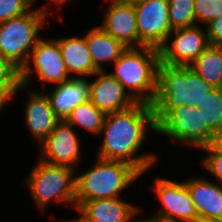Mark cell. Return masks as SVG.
<instances>
[{
	"instance_id": "6da1fadb",
	"label": "cell",
	"mask_w": 222,
	"mask_h": 222,
	"mask_svg": "<svg viewBox=\"0 0 222 222\" xmlns=\"http://www.w3.org/2000/svg\"><path fill=\"white\" fill-rule=\"evenodd\" d=\"M150 129L156 132L150 104L136 102L127 109L106 114L100 131L101 135L103 133V142L98 158L129 163L144 174L157 160L152 153L136 155Z\"/></svg>"
},
{
	"instance_id": "7a4b0ae2",
	"label": "cell",
	"mask_w": 222,
	"mask_h": 222,
	"mask_svg": "<svg viewBox=\"0 0 222 222\" xmlns=\"http://www.w3.org/2000/svg\"><path fill=\"white\" fill-rule=\"evenodd\" d=\"M213 87L202 79L190 65L159 63L158 90L153 107L157 125L171 110L182 105H201Z\"/></svg>"
},
{
	"instance_id": "3957f363",
	"label": "cell",
	"mask_w": 222,
	"mask_h": 222,
	"mask_svg": "<svg viewBox=\"0 0 222 222\" xmlns=\"http://www.w3.org/2000/svg\"><path fill=\"white\" fill-rule=\"evenodd\" d=\"M140 48V49H139ZM159 49L150 46L128 47L113 63L111 74L136 102L152 105L158 90Z\"/></svg>"
},
{
	"instance_id": "277c9868",
	"label": "cell",
	"mask_w": 222,
	"mask_h": 222,
	"mask_svg": "<svg viewBox=\"0 0 222 222\" xmlns=\"http://www.w3.org/2000/svg\"><path fill=\"white\" fill-rule=\"evenodd\" d=\"M96 160L91 169L76 176L75 201L119 198V193L142 176L129 163L98 157Z\"/></svg>"
},
{
	"instance_id": "5b68a950",
	"label": "cell",
	"mask_w": 222,
	"mask_h": 222,
	"mask_svg": "<svg viewBox=\"0 0 222 222\" xmlns=\"http://www.w3.org/2000/svg\"><path fill=\"white\" fill-rule=\"evenodd\" d=\"M46 8L30 9L22 16L0 23V55L9 59L20 70L41 39L38 33L49 14V9Z\"/></svg>"
},
{
	"instance_id": "8992f818",
	"label": "cell",
	"mask_w": 222,
	"mask_h": 222,
	"mask_svg": "<svg viewBox=\"0 0 222 222\" xmlns=\"http://www.w3.org/2000/svg\"><path fill=\"white\" fill-rule=\"evenodd\" d=\"M75 171V168L52 165L39 159L26 183L40 210L45 211L52 200L69 202L75 208Z\"/></svg>"
},
{
	"instance_id": "52a82bcc",
	"label": "cell",
	"mask_w": 222,
	"mask_h": 222,
	"mask_svg": "<svg viewBox=\"0 0 222 222\" xmlns=\"http://www.w3.org/2000/svg\"><path fill=\"white\" fill-rule=\"evenodd\" d=\"M156 133L199 149L206 147L213 135L204 123L203 110L192 105L171 110L156 125Z\"/></svg>"
},
{
	"instance_id": "ba28073f",
	"label": "cell",
	"mask_w": 222,
	"mask_h": 222,
	"mask_svg": "<svg viewBox=\"0 0 222 222\" xmlns=\"http://www.w3.org/2000/svg\"><path fill=\"white\" fill-rule=\"evenodd\" d=\"M34 64V69L32 65ZM36 70L38 81L42 82V87H45L46 83H62L65 80L71 78L65 67L62 59V53L55 39L46 41L40 39L33 50L31 51L30 57L25 66L20 70V82L27 87L30 83V76Z\"/></svg>"
},
{
	"instance_id": "9c48e42d",
	"label": "cell",
	"mask_w": 222,
	"mask_h": 222,
	"mask_svg": "<svg viewBox=\"0 0 222 222\" xmlns=\"http://www.w3.org/2000/svg\"><path fill=\"white\" fill-rule=\"evenodd\" d=\"M139 47L159 49L173 31L169 21V0H142L134 4Z\"/></svg>"
},
{
	"instance_id": "30bf717a",
	"label": "cell",
	"mask_w": 222,
	"mask_h": 222,
	"mask_svg": "<svg viewBox=\"0 0 222 222\" xmlns=\"http://www.w3.org/2000/svg\"><path fill=\"white\" fill-rule=\"evenodd\" d=\"M153 190L160 199L162 209L150 219L158 222H199L185 182L160 177L156 179Z\"/></svg>"
},
{
	"instance_id": "8fae6325",
	"label": "cell",
	"mask_w": 222,
	"mask_h": 222,
	"mask_svg": "<svg viewBox=\"0 0 222 222\" xmlns=\"http://www.w3.org/2000/svg\"><path fill=\"white\" fill-rule=\"evenodd\" d=\"M175 35L171 44L170 36ZM170 44V45H169ZM209 46L206 30L199 25L173 30L159 48L160 62L171 65H191Z\"/></svg>"
},
{
	"instance_id": "7c38bea8",
	"label": "cell",
	"mask_w": 222,
	"mask_h": 222,
	"mask_svg": "<svg viewBox=\"0 0 222 222\" xmlns=\"http://www.w3.org/2000/svg\"><path fill=\"white\" fill-rule=\"evenodd\" d=\"M77 137L72 125L60 121L41 143L40 160L52 165L77 167L80 161V143Z\"/></svg>"
},
{
	"instance_id": "4fadbf2b",
	"label": "cell",
	"mask_w": 222,
	"mask_h": 222,
	"mask_svg": "<svg viewBox=\"0 0 222 222\" xmlns=\"http://www.w3.org/2000/svg\"><path fill=\"white\" fill-rule=\"evenodd\" d=\"M96 81H90V101L105 114L124 110L134 105L136 101L128 91L105 70L98 71Z\"/></svg>"
},
{
	"instance_id": "5bb4252c",
	"label": "cell",
	"mask_w": 222,
	"mask_h": 222,
	"mask_svg": "<svg viewBox=\"0 0 222 222\" xmlns=\"http://www.w3.org/2000/svg\"><path fill=\"white\" fill-rule=\"evenodd\" d=\"M109 2L111 4L100 27L125 47H139L134 4Z\"/></svg>"
},
{
	"instance_id": "9a60e30c",
	"label": "cell",
	"mask_w": 222,
	"mask_h": 222,
	"mask_svg": "<svg viewBox=\"0 0 222 222\" xmlns=\"http://www.w3.org/2000/svg\"><path fill=\"white\" fill-rule=\"evenodd\" d=\"M90 81L85 77H71L55 84L51 94L47 95L50 106L56 116L65 121L80 104L90 100Z\"/></svg>"
},
{
	"instance_id": "2e32d148",
	"label": "cell",
	"mask_w": 222,
	"mask_h": 222,
	"mask_svg": "<svg viewBox=\"0 0 222 222\" xmlns=\"http://www.w3.org/2000/svg\"><path fill=\"white\" fill-rule=\"evenodd\" d=\"M195 207L199 222L222 219V185L204 178L184 181Z\"/></svg>"
},
{
	"instance_id": "e0dca14e",
	"label": "cell",
	"mask_w": 222,
	"mask_h": 222,
	"mask_svg": "<svg viewBox=\"0 0 222 222\" xmlns=\"http://www.w3.org/2000/svg\"><path fill=\"white\" fill-rule=\"evenodd\" d=\"M75 208L92 222H137V206L119 198L75 201ZM133 220V221H132Z\"/></svg>"
},
{
	"instance_id": "ac0fdd59",
	"label": "cell",
	"mask_w": 222,
	"mask_h": 222,
	"mask_svg": "<svg viewBox=\"0 0 222 222\" xmlns=\"http://www.w3.org/2000/svg\"><path fill=\"white\" fill-rule=\"evenodd\" d=\"M25 104V121L34 139L40 144L50 135L55 126L61 121L52 110L49 100L44 93L33 90Z\"/></svg>"
},
{
	"instance_id": "d6986e66",
	"label": "cell",
	"mask_w": 222,
	"mask_h": 222,
	"mask_svg": "<svg viewBox=\"0 0 222 222\" xmlns=\"http://www.w3.org/2000/svg\"><path fill=\"white\" fill-rule=\"evenodd\" d=\"M58 41L67 72L82 76H94L99 70L94 66L85 37H64Z\"/></svg>"
},
{
	"instance_id": "ffe728a7",
	"label": "cell",
	"mask_w": 222,
	"mask_h": 222,
	"mask_svg": "<svg viewBox=\"0 0 222 222\" xmlns=\"http://www.w3.org/2000/svg\"><path fill=\"white\" fill-rule=\"evenodd\" d=\"M94 66L102 71V62H115L127 48L107 34L100 26L91 29L84 36Z\"/></svg>"
},
{
	"instance_id": "44dd1931",
	"label": "cell",
	"mask_w": 222,
	"mask_h": 222,
	"mask_svg": "<svg viewBox=\"0 0 222 222\" xmlns=\"http://www.w3.org/2000/svg\"><path fill=\"white\" fill-rule=\"evenodd\" d=\"M190 67L213 88H222V46L209 45Z\"/></svg>"
},
{
	"instance_id": "7402d4cb",
	"label": "cell",
	"mask_w": 222,
	"mask_h": 222,
	"mask_svg": "<svg viewBox=\"0 0 222 222\" xmlns=\"http://www.w3.org/2000/svg\"><path fill=\"white\" fill-rule=\"evenodd\" d=\"M105 116L106 114L89 100L78 105L65 121L74 128L80 125L98 135L103 127Z\"/></svg>"
},
{
	"instance_id": "603a6c76",
	"label": "cell",
	"mask_w": 222,
	"mask_h": 222,
	"mask_svg": "<svg viewBox=\"0 0 222 222\" xmlns=\"http://www.w3.org/2000/svg\"><path fill=\"white\" fill-rule=\"evenodd\" d=\"M196 107L203 110L204 123L212 132L222 130V88H213Z\"/></svg>"
},
{
	"instance_id": "cb8c5ba5",
	"label": "cell",
	"mask_w": 222,
	"mask_h": 222,
	"mask_svg": "<svg viewBox=\"0 0 222 222\" xmlns=\"http://www.w3.org/2000/svg\"><path fill=\"white\" fill-rule=\"evenodd\" d=\"M194 0H169V21L172 30L196 25Z\"/></svg>"
},
{
	"instance_id": "d4e9b609",
	"label": "cell",
	"mask_w": 222,
	"mask_h": 222,
	"mask_svg": "<svg viewBox=\"0 0 222 222\" xmlns=\"http://www.w3.org/2000/svg\"><path fill=\"white\" fill-rule=\"evenodd\" d=\"M196 25L208 24L222 15V0H194Z\"/></svg>"
},
{
	"instance_id": "484cf974",
	"label": "cell",
	"mask_w": 222,
	"mask_h": 222,
	"mask_svg": "<svg viewBox=\"0 0 222 222\" xmlns=\"http://www.w3.org/2000/svg\"><path fill=\"white\" fill-rule=\"evenodd\" d=\"M34 0H0V23L29 12Z\"/></svg>"
},
{
	"instance_id": "4316f807",
	"label": "cell",
	"mask_w": 222,
	"mask_h": 222,
	"mask_svg": "<svg viewBox=\"0 0 222 222\" xmlns=\"http://www.w3.org/2000/svg\"><path fill=\"white\" fill-rule=\"evenodd\" d=\"M20 84V69L0 55V87L19 88Z\"/></svg>"
},
{
	"instance_id": "83f0119b",
	"label": "cell",
	"mask_w": 222,
	"mask_h": 222,
	"mask_svg": "<svg viewBox=\"0 0 222 222\" xmlns=\"http://www.w3.org/2000/svg\"><path fill=\"white\" fill-rule=\"evenodd\" d=\"M206 154L202 164L217 178L218 184L222 185V155L216 153Z\"/></svg>"
},
{
	"instance_id": "f1b7e54d",
	"label": "cell",
	"mask_w": 222,
	"mask_h": 222,
	"mask_svg": "<svg viewBox=\"0 0 222 222\" xmlns=\"http://www.w3.org/2000/svg\"><path fill=\"white\" fill-rule=\"evenodd\" d=\"M206 33L209 45L222 46V15L207 24Z\"/></svg>"
},
{
	"instance_id": "f546056e",
	"label": "cell",
	"mask_w": 222,
	"mask_h": 222,
	"mask_svg": "<svg viewBox=\"0 0 222 222\" xmlns=\"http://www.w3.org/2000/svg\"><path fill=\"white\" fill-rule=\"evenodd\" d=\"M201 149L205 153H216L222 155V130L213 132L209 144Z\"/></svg>"
},
{
	"instance_id": "4dcf8cb0",
	"label": "cell",
	"mask_w": 222,
	"mask_h": 222,
	"mask_svg": "<svg viewBox=\"0 0 222 222\" xmlns=\"http://www.w3.org/2000/svg\"><path fill=\"white\" fill-rule=\"evenodd\" d=\"M25 87V85L20 84L19 88H4L0 87V110L7 104V101L9 102L10 99H12L15 95V93L18 91V89Z\"/></svg>"
},
{
	"instance_id": "1f68e13d",
	"label": "cell",
	"mask_w": 222,
	"mask_h": 222,
	"mask_svg": "<svg viewBox=\"0 0 222 222\" xmlns=\"http://www.w3.org/2000/svg\"><path fill=\"white\" fill-rule=\"evenodd\" d=\"M81 217L78 218V219H73V220H69V221H65V222H92L90 219H88L83 213H81Z\"/></svg>"
},
{
	"instance_id": "d6a6232c",
	"label": "cell",
	"mask_w": 222,
	"mask_h": 222,
	"mask_svg": "<svg viewBox=\"0 0 222 222\" xmlns=\"http://www.w3.org/2000/svg\"><path fill=\"white\" fill-rule=\"evenodd\" d=\"M111 1L118 2V3L135 4V3L140 2L142 0H111Z\"/></svg>"
},
{
	"instance_id": "836d02e7",
	"label": "cell",
	"mask_w": 222,
	"mask_h": 222,
	"mask_svg": "<svg viewBox=\"0 0 222 222\" xmlns=\"http://www.w3.org/2000/svg\"><path fill=\"white\" fill-rule=\"evenodd\" d=\"M50 1H53L55 3V5H59L60 8H61V4L67 2V1H70V0H50Z\"/></svg>"
},
{
	"instance_id": "e575fe53",
	"label": "cell",
	"mask_w": 222,
	"mask_h": 222,
	"mask_svg": "<svg viewBox=\"0 0 222 222\" xmlns=\"http://www.w3.org/2000/svg\"><path fill=\"white\" fill-rule=\"evenodd\" d=\"M137 222H158V221H155L153 219H150L149 217L146 219V218H141L139 220H137Z\"/></svg>"
},
{
	"instance_id": "d590c367",
	"label": "cell",
	"mask_w": 222,
	"mask_h": 222,
	"mask_svg": "<svg viewBox=\"0 0 222 222\" xmlns=\"http://www.w3.org/2000/svg\"><path fill=\"white\" fill-rule=\"evenodd\" d=\"M211 222H222V219L221 220H214V221H211Z\"/></svg>"
}]
</instances>
